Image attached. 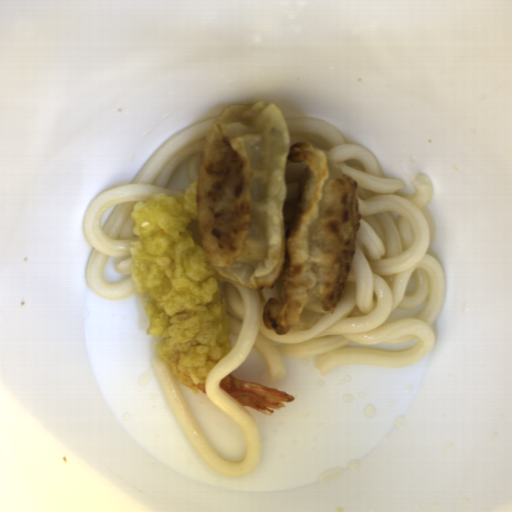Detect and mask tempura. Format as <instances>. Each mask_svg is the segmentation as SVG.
I'll return each mask as SVG.
<instances>
[{
	"instance_id": "obj_2",
	"label": "tempura",
	"mask_w": 512,
	"mask_h": 512,
	"mask_svg": "<svg viewBox=\"0 0 512 512\" xmlns=\"http://www.w3.org/2000/svg\"><path fill=\"white\" fill-rule=\"evenodd\" d=\"M218 385L241 406L267 416L295 400V397L285 391L236 379L230 373L220 379Z\"/></svg>"
},
{
	"instance_id": "obj_1",
	"label": "tempura",
	"mask_w": 512,
	"mask_h": 512,
	"mask_svg": "<svg viewBox=\"0 0 512 512\" xmlns=\"http://www.w3.org/2000/svg\"><path fill=\"white\" fill-rule=\"evenodd\" d=\"M196 187L133 204L136 238L128 252L157 354L179 385L205 394L207 376L233 340L221 278L200 238Z\"/></svg>"
}]
</instances>
